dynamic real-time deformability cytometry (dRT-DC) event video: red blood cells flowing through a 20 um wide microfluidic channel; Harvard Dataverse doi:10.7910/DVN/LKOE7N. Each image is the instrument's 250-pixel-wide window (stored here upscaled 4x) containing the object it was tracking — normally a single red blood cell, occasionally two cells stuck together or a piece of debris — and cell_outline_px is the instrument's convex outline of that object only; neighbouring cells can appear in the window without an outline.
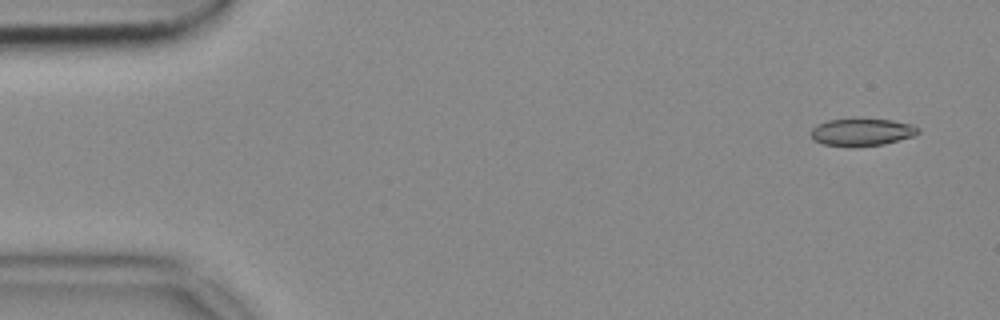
{"species": "common noctule bat (a hibernating species)", "species_latin": "Nyctalus noctula", "temperature_condition": "cold", "stored_images_in_passage": 53, "camera_frame_rate_fps": 3000, "um_per_image_px": 0.085, "animal": {"sex": "female", "body_mass_g": 18.4}, "frame": {"image": 1, "passage_image": 3, "time_ms": 0.667, "image_size_px": [1000, 320], "cell_outline_px": [[920, 132], [912, 136], [884, 144], [824, 144], [816, 140], [812, 136], [812, 128], [816, 124], [828, 120], [852, 116], [892, 120], [912, 124], [920, 128]], "centroid_in_image_um": [73.29, 11.13], "position_along_channel_um": 11.7, "area_um2": 16.99}}
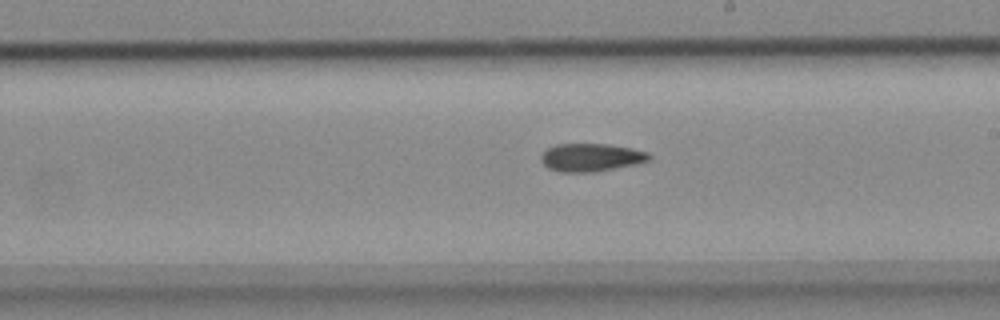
{"frame": {"image": 2, "passage_image": 30, "time_ms": 9.667, "image_size_px": [1000, 320], "cell_outline_px": [[652, 160], [636, 164], [596, 172], [560, 172], [548, 168], [540, 160], [540, 156], [548, 148], [556, 144], [608, 144], [632, 148], [648, 152], [652, 156]], "centroid_in_image_um": [50.27, 13.38], "position_along_channel_um": 238.7, "area_um2": 17.8}}
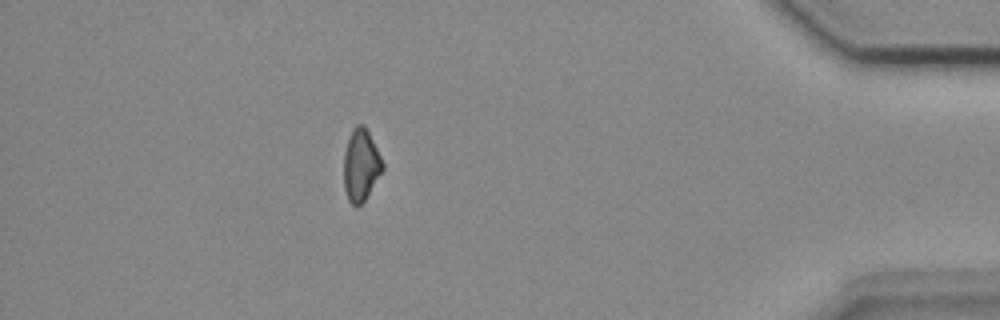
{"frame": {"image": 3, "passage_image": 47, "time_ms": 15.333, "image_size_px": [1000, 320], "cell_outline_px": [[384, 168], [364, 200], [356, 208], [348, 200], [344, 188], [344, 152], [352, 128], [356, 124], [364, 124], [384, 164]], "centroid_in_image_um": [30.66, 14.03], "position_along_channel_um": 404.5, "area_um2": 16.07}}